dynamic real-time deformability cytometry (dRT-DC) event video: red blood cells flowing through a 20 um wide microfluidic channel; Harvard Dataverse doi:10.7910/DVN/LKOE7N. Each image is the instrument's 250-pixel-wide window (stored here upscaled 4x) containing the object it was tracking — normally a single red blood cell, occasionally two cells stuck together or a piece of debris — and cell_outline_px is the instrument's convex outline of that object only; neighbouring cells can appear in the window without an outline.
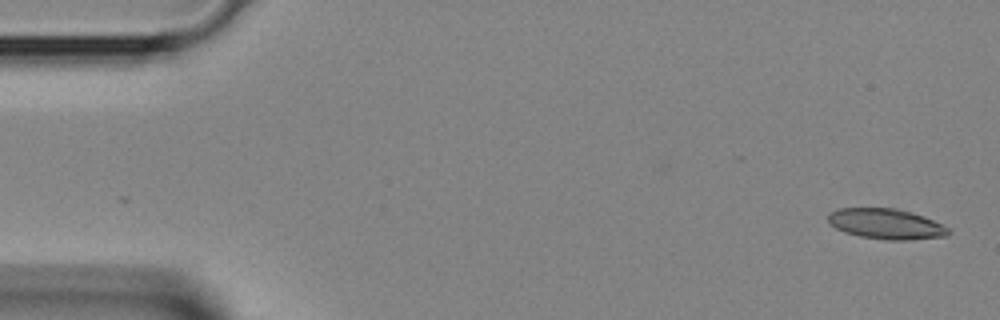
{"species": "Egyptian fruit bat (a non-hibernating species)", "species_latin": "Rousettus aegyptiacus", "temperature_condition": "room temperature", "stored_images_in_passage": 4, "camera_frame_rate_fps": 3000, "um_per_image_px": 0.085, "animal": {"sex": "female"}, "frame": {"image": 1, "passage_image": 1, "time_ms": 0.0, "image_size_px": [1000, 320], "cell_outline_px": [[952, 232], [948, 236], [908, 240], [884, 240], [860, 236], [844, 232], [828, 224], [828, 212], [840, 208], [896, 208], [912, 212], [924, 216], [948, 228]], "centroid_in_image_um": [75.3, 19.03], "position_along_channel_um": 9.7, "area_um2": 21.5}}
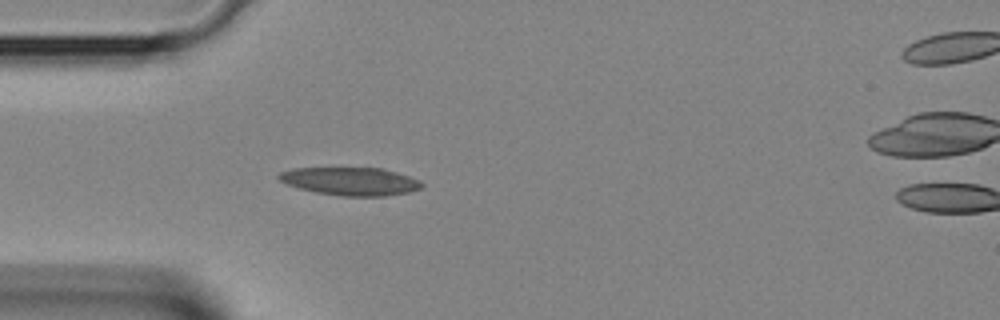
{"frame": {"image": 2, "passage_image": 3, "time_ms": 0.667, "image_size_px": [1000, 320], "cell_outline_px": [[424, 184], [420, 188], [408, 192], [384, 196], [340, 196], [316, 192], [300, 188], [288, 184], [280, 180], [276, 176], [280, 172], [292, 168], [384, 168], [420, 180]], "centroid_in_image_um": [29.79, 15.4], "position_along_channel_um": 55.2, "area_um2": 23.24}}